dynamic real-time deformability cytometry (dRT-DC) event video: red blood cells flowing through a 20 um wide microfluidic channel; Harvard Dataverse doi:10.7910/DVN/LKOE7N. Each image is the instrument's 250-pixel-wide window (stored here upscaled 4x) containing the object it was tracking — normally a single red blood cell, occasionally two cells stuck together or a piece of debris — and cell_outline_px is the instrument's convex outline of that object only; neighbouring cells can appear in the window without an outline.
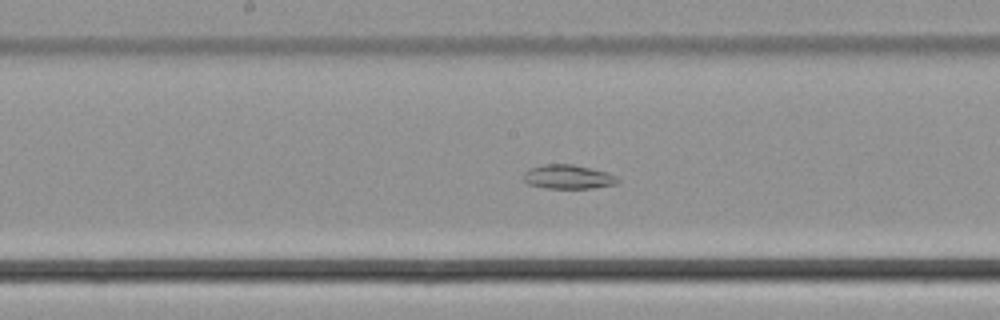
{"species": "common noctule bat (a hibernating species)", "species_latin": "Nyctalus noctula", "temperature_condition": "cold", "stored_images_in_passage": 26, "camera_frame_rate_fps": 3000, "um_per_image_px": 0.085, "animal": {"sex": "male", "body_mass_g": 21.5, "forearm_length_mm": 52.0}, "frame": {"image": 1, "passage_image": 15, "time_ms": 4.667, "image_size_px": [1000, 320], "cell_outline_px": [[620, 180], [616, 184], [592, 188], [548, 188], [528, 184], [524, 180], [524, 172], [532, 168], [544, 164], [572, 164], [608, 172]], "centroid_in_image_um": [48.3, 15.03], "position_along_channel_um": 199.9, "area_um2": 13.06}}
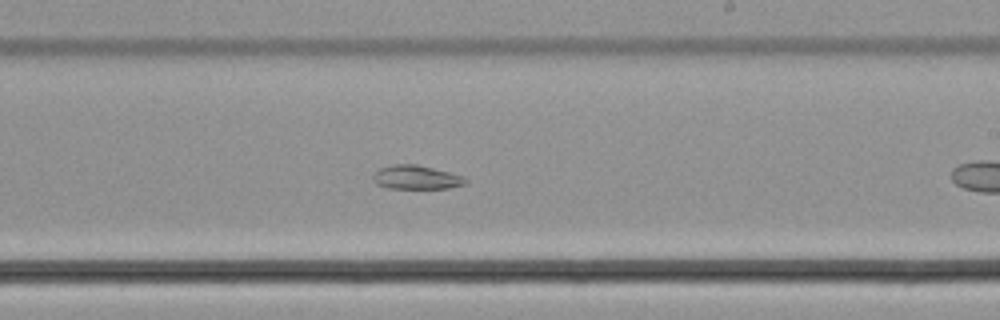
{"frame": {"image": 2, "passage_image": 19, "time_ms": 6.0, "image_size_px": [1000, 320], "cell_outline_px": [[468, 184], [448, 188], [388, 188], [376, 184], [372, 180], [372, 176], [380, 168], [392, 164], [416, 164], [464, 176], [468, 180]], "centroid_in_image_um": [35.39, 15.08], "position_along_channel_um": 253.6, "area_um2": 12.89}}